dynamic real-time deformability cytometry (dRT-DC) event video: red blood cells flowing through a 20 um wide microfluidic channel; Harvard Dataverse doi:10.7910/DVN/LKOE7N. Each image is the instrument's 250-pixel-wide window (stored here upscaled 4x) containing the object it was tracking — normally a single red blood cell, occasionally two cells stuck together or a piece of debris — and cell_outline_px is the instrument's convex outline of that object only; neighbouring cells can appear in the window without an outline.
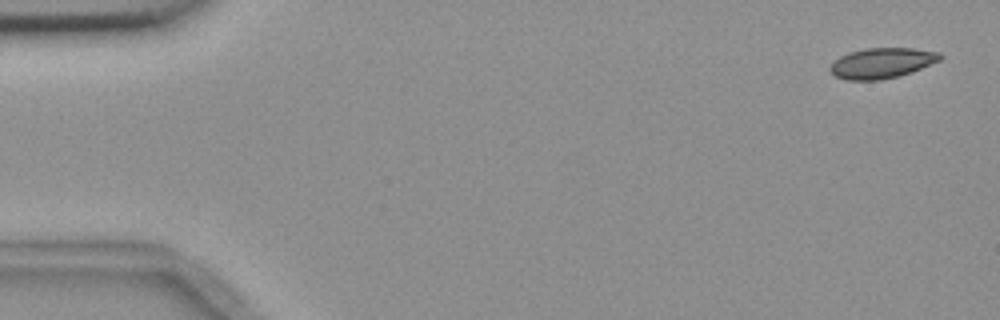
{"species": "common noctule bat (a hibernating species)", "species_latin": "Nyctalus noctula", "temperature_condition": "room temperature", "stored_images_in_passage": 4, "camera_frame_rate_fps": 3000, "um_per_image_px": 0.085, "animal": {"sex": "female", "body_mass_g": 18.4}, "frame": {"image": 1, "passage_image": 1, "time_ms": 0.0, "image_size_px": [1000, 320], "cell_outline_px": [[944, 56], [940, 60], [920, 68], [896, 76], [880, 80], [848, 80], [836, 76], [828, 68], [840, 56], [848, 52], [864, 48], [912, 48], [940, 52]], "centroid_in_image_um": [74.95, 5.34], "position_along_channel_um": 10.1, "area_um2": 19.25}}